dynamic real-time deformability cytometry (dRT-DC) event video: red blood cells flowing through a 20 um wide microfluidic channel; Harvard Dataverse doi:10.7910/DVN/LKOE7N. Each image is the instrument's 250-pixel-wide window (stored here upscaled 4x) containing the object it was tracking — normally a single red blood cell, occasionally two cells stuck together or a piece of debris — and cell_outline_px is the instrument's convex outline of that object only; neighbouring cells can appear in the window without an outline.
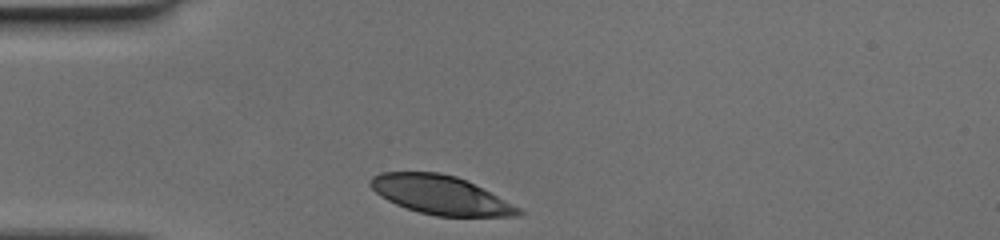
{"species": "human", "species_latin": "Homo sapiens", "temperature_condition": "cold", "stored_images_in_passage": 27, "camera_frame_rate_fps": 3000, "um_per_image_px": 0.085, "donor": {"sex": "female"}, "frame": {"image": 1, "passage_image": 1, "time_ms": 0.0, "image_size_px": [1000, 240], "cell_outline_px": [[524, 212], [516, 216], [436, 216], [420, 212], [396, 204], [380, 196], [368, 184], [368, 180], [372, 176], [380, 172], [440, 172], [456, 176], [520, 208]], "centroid_in_image_um": [37.37, 16.56], "position_along_channel_um": 47.6, "area_um2": 32.89}}
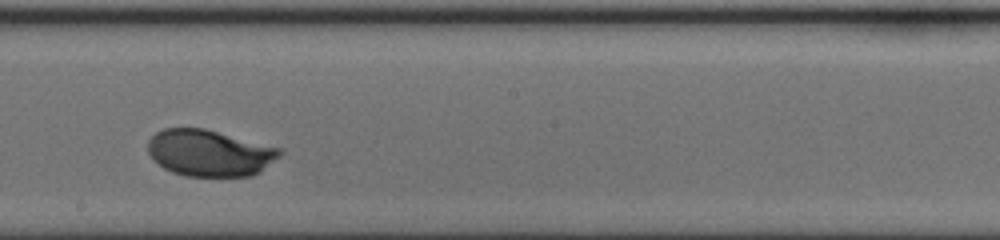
{"frame": {"image": 2, "passage_image": 16, "time_ms": 5.0, "image_size_px": [1000, 240], "cell_outline_px": [[284, 152], [280, 156], [252, 176], [184, 176], [172, 172], [164, 168], [148, 152], [148, 140], [156, 132], [164, 128], [204, 128], [280, 148]], "centroid_in_image_um": [17.8, 13.0], "position_along_channel_um": 230.4, "area_um2": 35.43}}
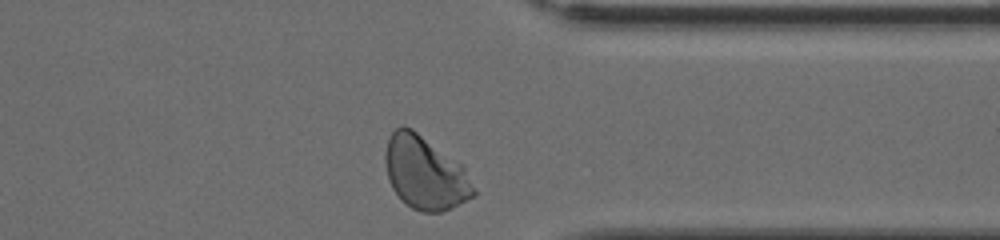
{"frame": {"image": 3, "passage_image": 27, "time_ms": 8.667, "image_size_px": [1000, 240], "cell_outline_px": [[476, 196], [440, 212], [420, 212], [412, 208], [392, 188], [388, 180], [384, 160], [384, 152], [388, 136], [396, 128], [412, 128], [464, 164], [476, 192]], "centroid_in_image_um": [36.14, 14.68], "position_along_channel_um": 375.3, "area_um2": 37.8}}